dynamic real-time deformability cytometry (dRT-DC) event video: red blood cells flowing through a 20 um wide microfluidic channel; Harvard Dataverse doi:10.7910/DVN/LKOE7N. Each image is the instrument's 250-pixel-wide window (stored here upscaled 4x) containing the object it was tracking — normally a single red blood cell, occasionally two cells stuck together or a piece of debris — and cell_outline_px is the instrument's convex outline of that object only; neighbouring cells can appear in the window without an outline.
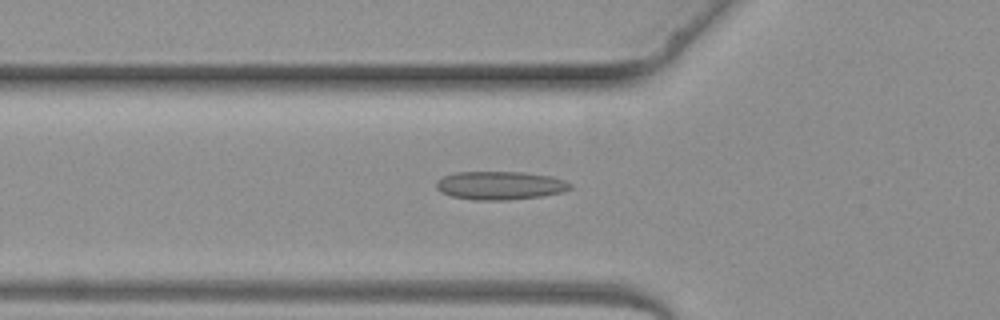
{"species": "common noctule bat (a hibernating species)", "species_latin": "Nyctalus noctula", "temperature_condition": "warm", "stored_images_in_passage": 4, "camera_frame_rate_fps": 3000, "um_per_image_px": 0.085, "animal": {"sex": "female", "body_mass_g": 19.3, "forearm_length_mm": 54.1}, "frame": {"image": 1, "passage_image": 3, "time_ms": 2.667, "image_size_px": [1000, 320], "cell_outline_px": [[572, 188], [564, 192], [544, 196], [508, 200], [472, 200], [452, 196], [440, 192], [436, 188], [436, 180], [444, 176], [456, 172], [524, 172], [552, 176], [564, 180], [572, 184]], "centroid_in_image_um": [42.53, 15.77], "position_along_channel_um": 83.3, "area_um2": 22.43}}